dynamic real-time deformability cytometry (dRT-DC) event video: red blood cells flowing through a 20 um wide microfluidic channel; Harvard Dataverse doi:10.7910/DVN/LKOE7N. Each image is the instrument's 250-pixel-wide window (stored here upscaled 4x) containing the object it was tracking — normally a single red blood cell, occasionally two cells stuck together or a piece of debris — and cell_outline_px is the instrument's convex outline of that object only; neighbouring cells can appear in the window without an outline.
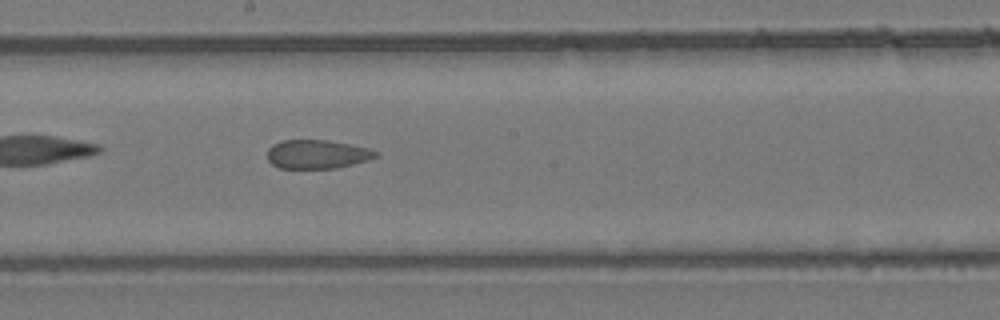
{"species": "common noctule bat (a hibernating species)", "species_latin": "Nyctalus noctula", "temperature_condition": "room temperature", "stored_images_in_passage": 27, "camera_frame_rate_fps": 3000, "um_per_image_px": 0.085, "animal": {"sex": "female", "body_mass_g": 24.6, "forearm_length_mm": 56.2}, "frame": {"image": 1, "passage_image": 14, "time_ms": 4.333, "image_size_px": [1000, 320], "cell_outline_px": [[380, 156], [368, 160], [336, 168], [280, 168], [272, 164], [268, 160], [268, 148], [272, 144], [280, 140], [328, 140], [368, 148], [380, 152]], "centroid_in_image_um": [26.97, 13.1], "position_along_channel_um": 221.2, "area_um2": 18.26}}
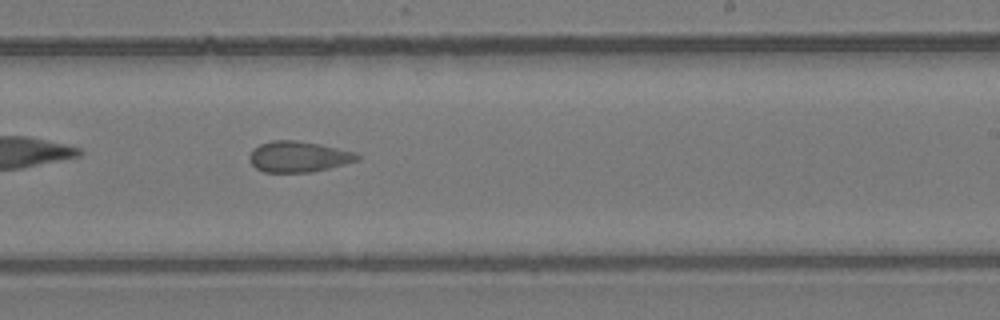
{"frame": {"image": 2, "passage_image": 17, "time_ms": 5.333, "image_size_px": [1000, 320], "cell_outline_px": [[360, 160], [312, 172], [264, 172], [256, 168], [248, 160], [248, 156], [260, 144], [272, 140], [296, 140], [320, 144], [356, 152], [360, 156]], "centroid_in_image_um": [25.38, 13.31], "position_along_channel_um": 263.6, "area_um2": 19.36}}